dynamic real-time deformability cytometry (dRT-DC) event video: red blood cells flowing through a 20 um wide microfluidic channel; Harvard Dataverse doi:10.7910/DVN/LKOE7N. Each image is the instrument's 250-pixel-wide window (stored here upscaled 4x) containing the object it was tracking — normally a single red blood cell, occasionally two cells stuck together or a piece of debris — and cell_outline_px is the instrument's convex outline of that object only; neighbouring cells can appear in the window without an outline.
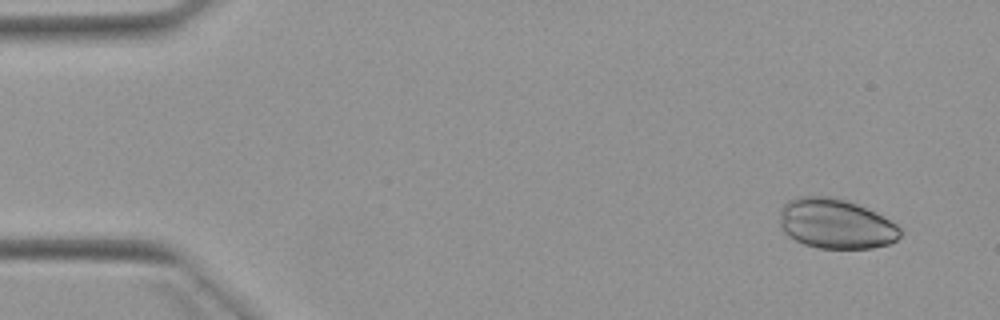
{"species": "Egyptian fruit bat (a non-hibernating species)", "species_latin": "Rousettus aegyptiacus", "temperature_condition": "warm", "stored_images_in_passage": 4, "camera_frame_rate_fps": 3000, "um_per_image_px": 0.085, "animal": {"sex": "female"}, "frame": {"image": 1, "passage_image": 1, "time_ms": 0.0, "image_size_px": [1000, 320], "cell_outline_px": [[900, 236], [896, 240], [888, 244], [872, 248], [816, 248], [804, 244], [788, 236], [780, 228], [780, 208], [788, 200], [800, 196], [828, 196], [844, 200], [856, 204], [896, 224], [900, 228]], "centroid_in_image_um": [70.98, 19.03], "position_along_channel_um": 14.0, "area_um2": 34.74}}